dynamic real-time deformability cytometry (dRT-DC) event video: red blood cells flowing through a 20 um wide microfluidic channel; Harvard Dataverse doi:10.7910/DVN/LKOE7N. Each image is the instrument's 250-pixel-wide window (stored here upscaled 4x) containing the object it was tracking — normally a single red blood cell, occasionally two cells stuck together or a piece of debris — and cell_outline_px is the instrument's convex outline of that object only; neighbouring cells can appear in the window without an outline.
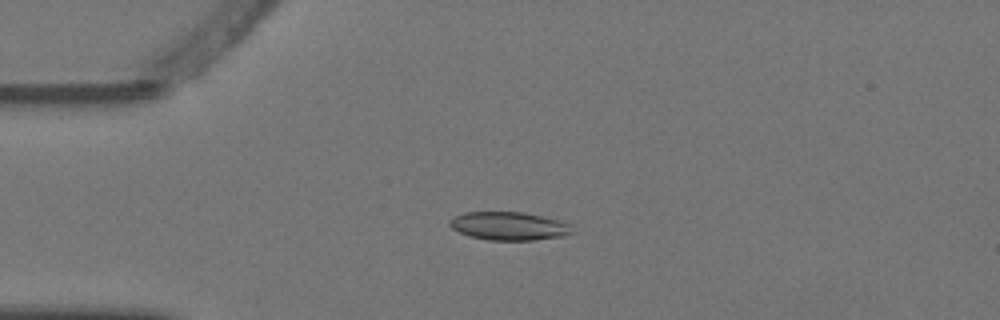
{"species": "Egyptian fruit bat (a non-hibernating species)", "species_latin": "Rousettus aegyptiacus", "temperature_condition": "warm", "stored_images_in_passage": 4, "camera_frame_rate_fps": 3000, "um_per_image_px": 0.085, "animal": {"sex": "female"}, "frame": {"image": 1, "passage_image": 4, "time_ms": 1.0, "image_size_px": [1000, 320], "cell_outline_px": [[576, 232], [564, 236], [532, 240], [488, 240], [472, 236], [460, 232], [452, 228], [448, 224], [448, 220], [464, 212], [524, 212], [560, 220], [568, 224]], "centroid_in_image_um": [43.28, 19.21], "position_along_channel_um": 41.7, "area_um2": 20.17}}